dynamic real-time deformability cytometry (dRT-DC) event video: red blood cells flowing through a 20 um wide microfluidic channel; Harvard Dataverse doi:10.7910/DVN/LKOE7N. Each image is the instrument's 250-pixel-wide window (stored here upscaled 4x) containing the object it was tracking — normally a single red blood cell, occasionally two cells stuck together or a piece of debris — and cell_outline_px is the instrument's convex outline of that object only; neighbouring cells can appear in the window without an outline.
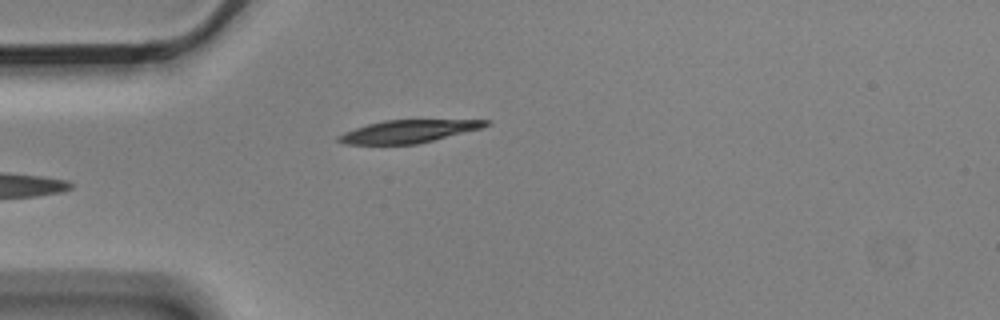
{"species": "Egyptian fruit bat (a non-hibernating species)", "species_latin": "Rousettus aegyptiacus", "temperature_condition": "cold", "stored_images_in_passage": 6, "camera_frame_rate_fps": 3000, "um_per_image_px": 0.085, "animal": {"sex": "male"}, "frame": {"image": 1, "passage_image": 5, "time_ms": 1.333, "image_size_px": [1000, 320], "cell_outline_px": [[492, 120], [488, 124], [480, 128], [416, 144], [344, 144], [336, 140], [336, 136], [344, 132], [368, 124], [384, 120]], "centroid_in_image_um": [34.63, 11.16], "position_along_channel_um": 50.4, "area_um2": 19.13}}